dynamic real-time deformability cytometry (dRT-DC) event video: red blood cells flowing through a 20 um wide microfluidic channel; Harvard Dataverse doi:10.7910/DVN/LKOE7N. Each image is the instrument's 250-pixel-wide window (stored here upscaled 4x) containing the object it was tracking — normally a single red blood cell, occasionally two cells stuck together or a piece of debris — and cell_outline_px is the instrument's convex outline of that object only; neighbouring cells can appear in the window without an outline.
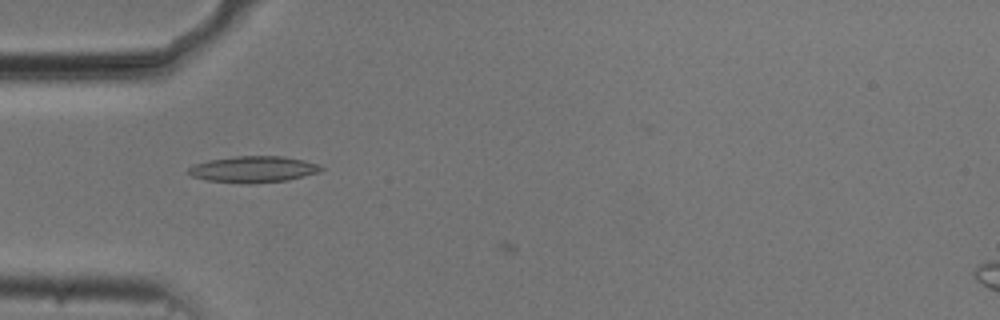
{"species": "common noctule bat (a hibernating species)", "species_latin": "Nyctalus noctula", "temperature_condition": "cold", "stored_images_in_passage": 4, "camera_frame_rate_fps": 3000, "um_per_image_px": 0.085, "animal": {"sex": "male", "body_mass_g": 20.5, "forearm_length_mm": 52.5}, "frame": {"image": 1, "passage_image": 3, "time_ms": 0.667, "image_size_px": [1000, 320], "cell_outline_px": [[324, 168], [320, 172], [288, 180], [252, 184], [248, 184], [208, 180], [192, 176], [188, 172], [188, 168], [196, 164], [208, 160], [236, 156], [284, 156], [304, 160], [316, 164]], "centroid_in_image_um": [21.56, 14.39], "position_along_channel_um": 63.4, "area_um2": 20.29}}